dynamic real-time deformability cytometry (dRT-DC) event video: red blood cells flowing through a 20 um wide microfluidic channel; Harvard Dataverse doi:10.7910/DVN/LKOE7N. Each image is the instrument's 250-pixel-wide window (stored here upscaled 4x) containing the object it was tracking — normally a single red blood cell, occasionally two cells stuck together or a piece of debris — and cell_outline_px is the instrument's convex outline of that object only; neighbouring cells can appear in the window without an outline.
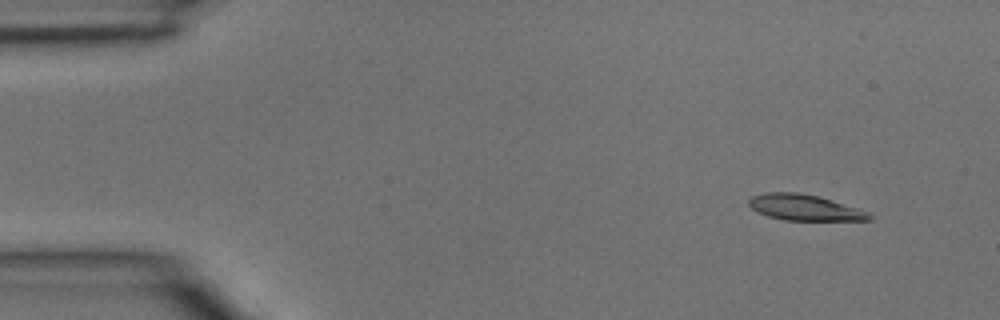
{"species": "common noctule bat (a hibernating species)", "species_latin": "Nyctalus noctula", "temperature_condition": "room temperature", "stored_images_in_passage": 4, "camera_frame_rate_fps": 3000, "um_per_image_px": 0.085, "animal": {"sex": "male", "body_mass_g": 15.6}, "frame": {"image": 1, "passage_image": 1, "time_ms": 0.0, "image_size_px": [1000, 320], "cell_outline_px": [[876, 216], [872, 220], [784, 220], [768, 216], [752, 208], [748, 204], [748, 200], [752, 196], [764, 192], [796, 192], [816, 196], [832, 200], [860, 208]], "centroid_in_image_um": [68.44, 17.64], "position_along_channel_um": 16.6, "area_um2": 18.21}}